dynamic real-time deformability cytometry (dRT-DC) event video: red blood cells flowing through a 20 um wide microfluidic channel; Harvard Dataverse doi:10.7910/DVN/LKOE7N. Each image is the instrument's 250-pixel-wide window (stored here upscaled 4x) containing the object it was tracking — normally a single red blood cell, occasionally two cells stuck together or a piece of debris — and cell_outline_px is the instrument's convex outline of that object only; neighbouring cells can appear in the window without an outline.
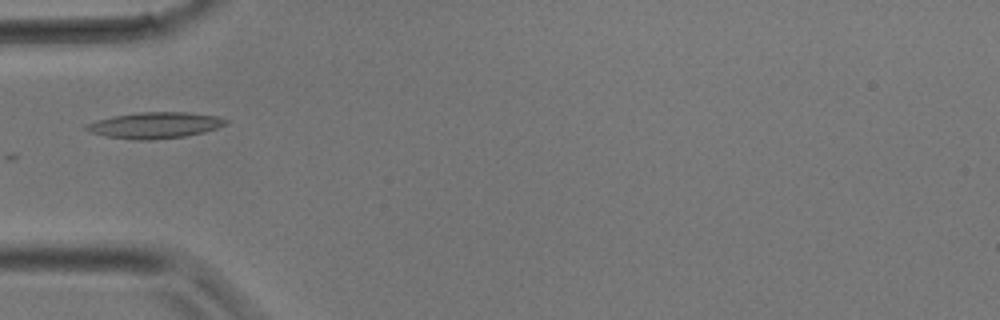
{"species": "common noctule bat (a hibernating species)", "species_latin": "Nyctalus noctula", "temperature_condition": "room temperature", "stored_images_in_passage": 22, "camera_frame_rate_fps": 3000, "um_per_image_px": 0.085, "animal": {"sex": "male", "body_mass_g": 17.9}, "frame": {"image": 1, "passage_image": 1, "time_ms": 0.0, "image_size_px": [1000, 320], "cell_outline_px": [[228, 124], [204, 132], [184, 136], [152, 140], [136, 140], [104, 136], [92, 132], [84, 128], [88, 124], [96, 120], [116, 116], [140, 112], [188, 112], [216, 116], [228, 120]], "centroid_in_image_um": [13.2, 10.65], "position_along_channel_um": 71.8, "area_um2": 21.04}}
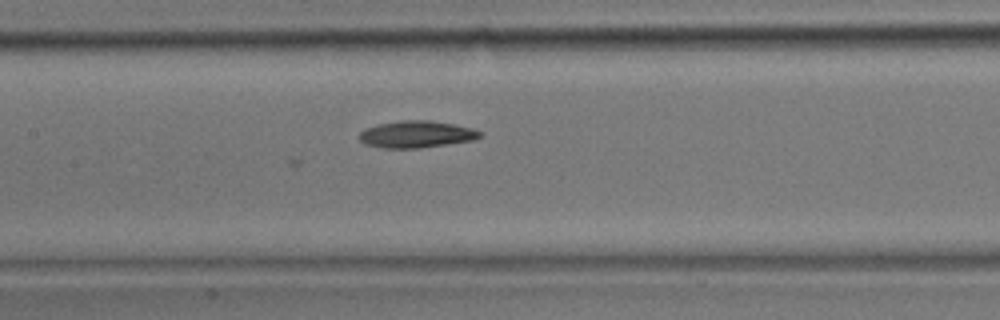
{"frame": {"image": 2, "passage_image": 6, "time_ms": 1.667, "image_size_px": [1000, 320], "cell_outline_px": [[484, 136], [472, 140], [420, 148], [380, 148], [364, 144], [360, 140], [360, 132], [364, 128], [380, 124], [400, 120], [432, 120], [472, 128], [484, 132]], "centroid_in_image_um": [35.41, 11.41], "position_along_channel_um": 172.0, "area_um2": 19.02}}
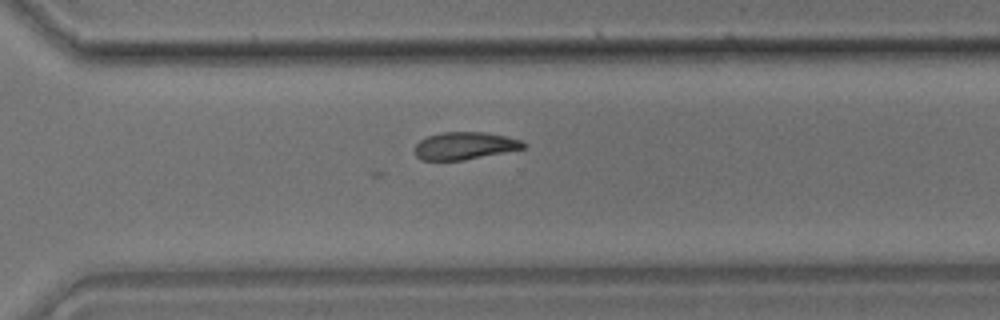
{"frame": {"image": 3, "passage_image": 14, "time_ms": 4.333, "image_size_px": [1000, 320], "cell_outline_px": [[528, 144], [524, 148], [464, 160], [420, 160], [416, 156], [416, 144], [420, 140], [428, 136], [440, 132], [484, 132], [504, 136], [520, 140]], "centroid_in_image_um": [39.49, 12.39], "position_along_channel_um": 331.1, "area_um2": 17.22}}